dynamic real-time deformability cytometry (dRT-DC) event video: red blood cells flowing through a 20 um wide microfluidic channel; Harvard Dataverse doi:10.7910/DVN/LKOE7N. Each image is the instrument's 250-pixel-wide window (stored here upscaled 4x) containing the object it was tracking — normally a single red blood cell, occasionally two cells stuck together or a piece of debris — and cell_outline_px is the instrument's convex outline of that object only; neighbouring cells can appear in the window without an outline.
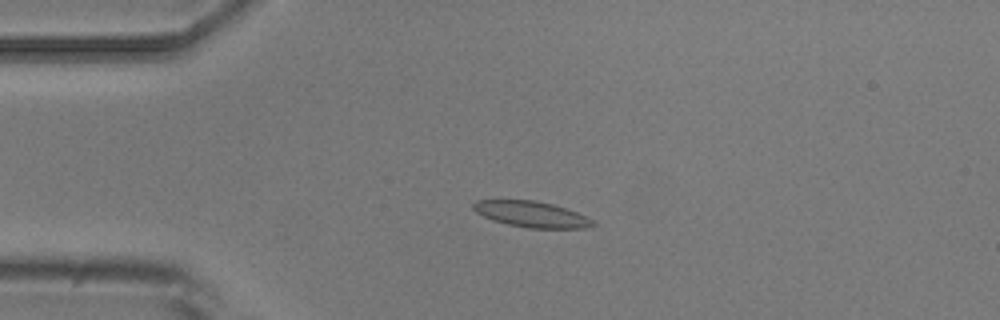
{"species": "common noctule bat (a hibernating species)", "species_latin": "Nyctalus noctula", "temperature_condition": "room temperature", "stored_images_in_passage": 1, "camera_frame_rate_fps": 3000, "um_per_image_px": 0.085, "animal": {"sex": "male", "body_mass_g": 20.5, "forearm_length_mm": 52.5}, "frame": {"image": 1, "passage_image": 1, "time_ms": 0.0, "image_size_px": [1000, 320], "cell_outline_px": [[596, 224], [584, 228], [528, 228], [508, 224], [492, 220], [476, 212], [472, 208], [472, 204], [476, 200], [536, 200], [552, 204], [576, 212], [596, 220]], "centroid_in_image_um": [45.18, 18.21], "position_along_channel_um": 39.8, "area_um2": 18.03}}